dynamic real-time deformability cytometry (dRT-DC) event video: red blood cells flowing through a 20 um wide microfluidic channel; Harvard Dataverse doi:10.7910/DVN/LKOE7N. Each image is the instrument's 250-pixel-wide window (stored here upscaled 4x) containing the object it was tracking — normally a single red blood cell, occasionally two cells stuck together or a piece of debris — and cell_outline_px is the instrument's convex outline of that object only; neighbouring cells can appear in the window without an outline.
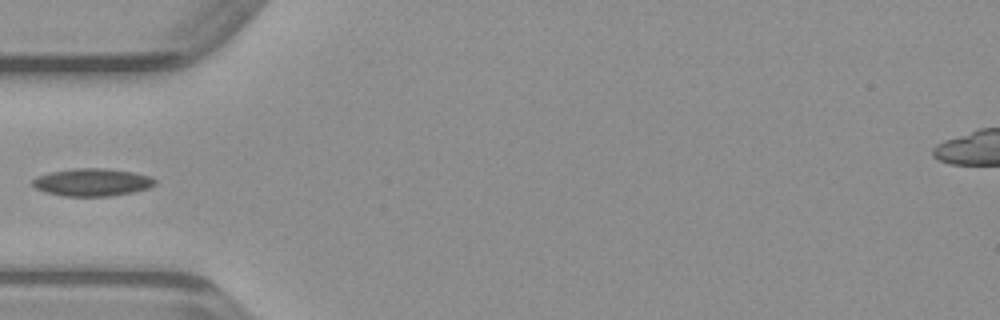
{"species": "common noctule bat (a hibernating species)", "species_latin": "Nyctalus noctula", "temperature_condition": "warm", "stored_images_in_passage": 32, "camera_frame_rate_fps": 3000, "um_per_image_px": 0.085, "animal": {"sex": "male", "body_mass_g": 23.1, "forearm_length_mm": 52.7}, "frame": {"image": 1, "passage_image": 1, "time_ms": 0.0, "image_size_px": [1000, 320], "cell_outline_px": [[156, 184], [148, 188], [132, 192], [112, 196], [64, 196], [44, 192], [36, 188], [32, 184], [32, 180], [36, 176], [52, 172], [72, 168], [104, 168], [132, 172], [152, 176], [156, 180]], "centroid_in_image_um": [7.84, 15.49], "position_along_channel_um": 77.2, "area_um2": 19.77}}
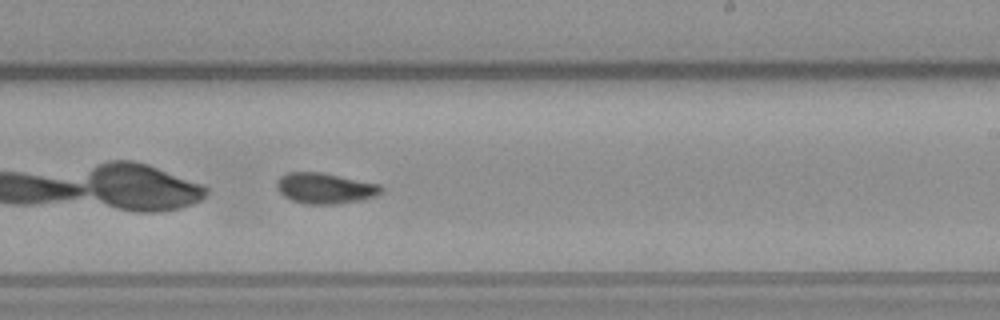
{"frame": {"image": 2, "passage_image": 14, "time_ms": 4.333, "image_size_px": [1000, 320], "cell_outline_px": [[384, 188], [376, 196], [360, 200], [336, 204], [304, 204], [292, 200], [284, 196], [276, 188], [276, 180], [280, 176], [288, 172], [320, 172], [380, 184]], "centroid_in_image_um": [27.6, 16.0], "position_along_channel_um": 261.4, "area_um2": 18.73}}
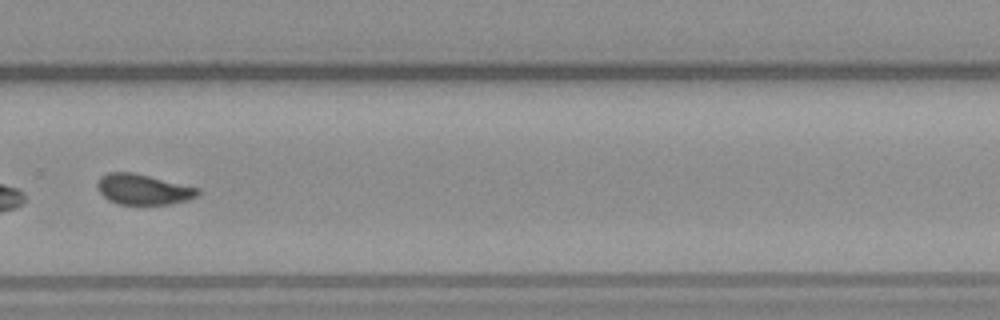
{"frame": {"image": 3, "passage_image": 18, "time_ms": 5.667, "image_size_px": [1000, 320], "cell_outline_px": [[200, 192], [196, 196], [188, 200], [172, 204], [120, 204], [108, 200], [100, 192], [96, 184], [100, 176], [108, 172], [136, 172], [200, 188]], "centroid_in_image_um": [12.18, 16.08], "position_along_channel_um": 317.6, "area_um2": 18.03}}